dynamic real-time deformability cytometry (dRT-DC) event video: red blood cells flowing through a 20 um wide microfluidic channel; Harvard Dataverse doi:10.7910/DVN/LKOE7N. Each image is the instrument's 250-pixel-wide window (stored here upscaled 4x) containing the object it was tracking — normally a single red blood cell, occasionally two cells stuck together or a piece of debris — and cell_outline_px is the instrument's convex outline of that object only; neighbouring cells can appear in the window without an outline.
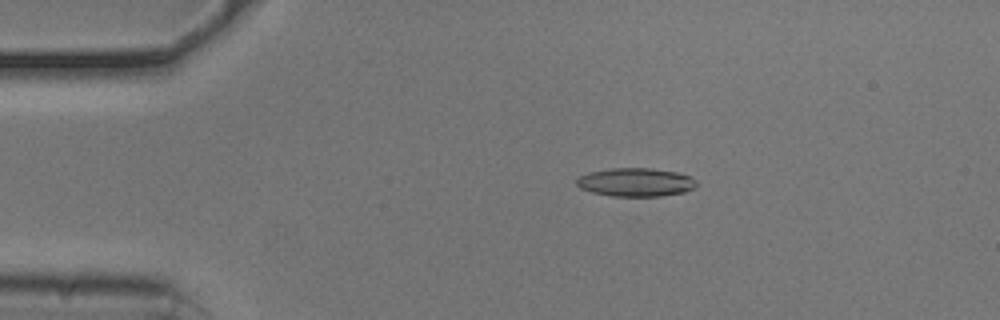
{"species": "common noctule bat (a hibernating species)", "species_latin": "Nyctalus noctula", "temperature_condition": "cold", "stored_images_in_passage": 52, "camera_frame_rate_fps": 3000, "um_per_image_px": 0.085, "animal": {"sex": "male", "body_mass_g": 20.5, "forearm_length_mm": 52.5}, "frame": {"image": 1, "passage_image": 9, "time_ms": 2.667, "image_size_px": [1000, 320], "cell_outline_px": [[696, 188], [684, 192], [660, 196], [612, 196], [592, 192], [580, 188], [576, 184], [576, 180], [580, 176], [588, 172], [612, 168], [652, 168], [676, 172], [688, 176], [696, 180]], "centroid_in_image_um": [54.03, 15.49], "position_along_channel_um": 31.0, "area_um2": 19.88}}
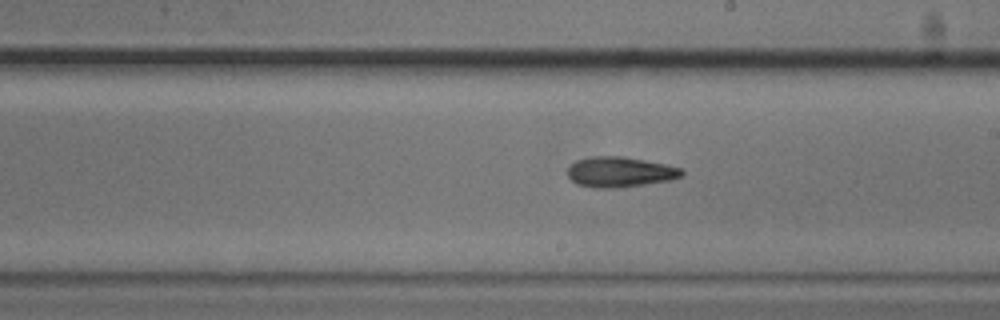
{"frame": {"image": 2, "passage_image": 29, "time_ms": 9.333, "image_size_px": [1000, 320], "cell_outline_px": [[684, 176], [672, 180], [620, 188], [596, 188], [576, 184], [568, 176], [568, 168], [576, 160], [592, 156], [624, 156], [684, 168]], "centroid_in_image_um": [52.74, 14.62], "position_along_channel_um": 236.3, "area_um2": 20.4}}
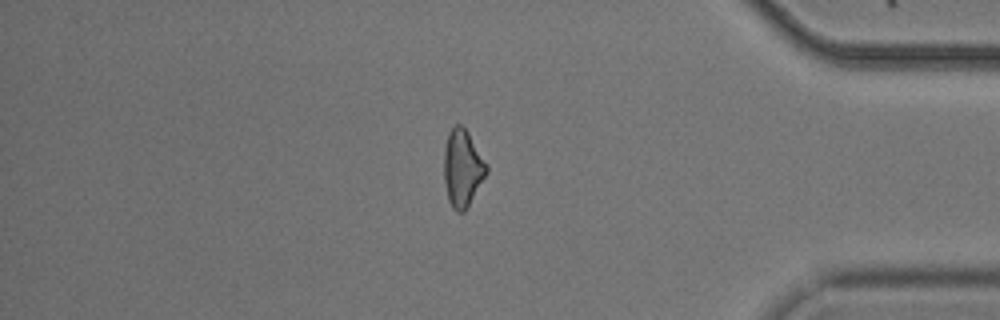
{"frame": {"image": 3, "passage_image": 44, "time_ms": 14.333, "image_size_px": [1000, 320], "cell_outline_px": [[488, 172], [464, 212], [456, 212], [452, 208], [448, 200], [444, 180], [444, 148], [448, 132], [456, 124], [460, 124], [468, 132], [488, 164]], "centroid_in_image_um": [39.31, 14.29], "position_along_channel_um": 395.9, "area_um2": 19.19}, "authors_computed_cell_mechanics": {"area_um2": 19.3919, "velocity_mm_per_s": 3.783, "shape_relaxation_time_tau1_ms": 5.1713, "shape_relaxation_time_tau2_ms": null, "deformation_change_tau1": 0.1418, "deformation_change_tau2": null}}